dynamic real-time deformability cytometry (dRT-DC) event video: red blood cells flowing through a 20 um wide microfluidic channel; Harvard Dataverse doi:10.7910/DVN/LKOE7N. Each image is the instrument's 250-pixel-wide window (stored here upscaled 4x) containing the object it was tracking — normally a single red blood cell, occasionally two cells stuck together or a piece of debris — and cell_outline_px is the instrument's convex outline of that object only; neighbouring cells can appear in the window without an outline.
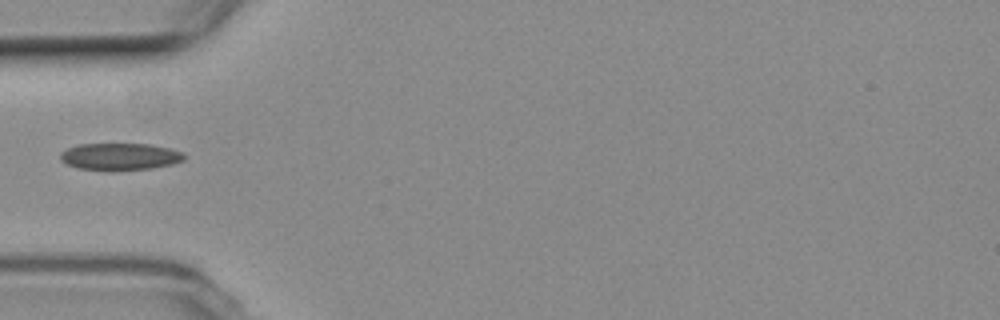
{"species": "common noctule bat (a hibernating species)", "species_latin": "Nyctalus noctula", "temperature_condition": "room temperature", "stored_images_in_passage": 5, "camera_frame_rate_fps": 3000, "um_per_image_px": 0.085, "animal": {"sex": "female", "body_mass_g": 19.3, "forearm_length_mm": 54.1}, "frame": {"image": 1, "passage_image": 5, "time_ms": 4.667, "image_size_px": [1000, 320], "cell_outline_px": [[184, 160], [172, 164], [152, 168], [108, 172], [76, 168], [60, 160], [60, 152], [76, 144], [148, 144], [168, 148], [184, 152]], "centroid_in_image_um": [10.16, 13.33], "position_along_channel_um": 74.8, "area_um2": 19.88}}